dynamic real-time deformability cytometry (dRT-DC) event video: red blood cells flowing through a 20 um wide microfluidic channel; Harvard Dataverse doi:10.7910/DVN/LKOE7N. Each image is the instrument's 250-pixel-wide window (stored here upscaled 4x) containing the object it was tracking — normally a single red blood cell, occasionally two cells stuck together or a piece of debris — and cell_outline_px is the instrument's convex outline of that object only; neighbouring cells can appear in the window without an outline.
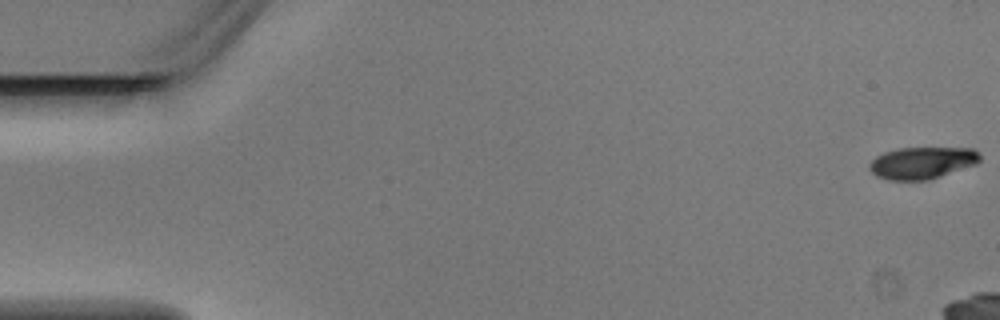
{"species": "Egyptian fruit bat (a non-hibernating species)", "species_latin": "Rousettus aegyptiacus", "temperature_condition": "warm", "stored_images_in_passage": 7, "camera_frame_rate_fps": 3000, "um_per_image_px": 0.085, "animal": {"sex": "male"}, "frame": {"image": 1, "passage_image": 1, "time_ms": 0.0, "image_size_px": [1000, 320], "cell_outline_px": [[980, 160], [976, 164], [928, 180], [888, 180], [876, 176], [868, 168], [868, 164], [876, 156], [884, 152], [900, 148], [972, 148], [980, 156]], "centroid_in_image_um": [78.34, 13.84], "position_along_channel_um": 6.7, "area_um2": 20.46}}
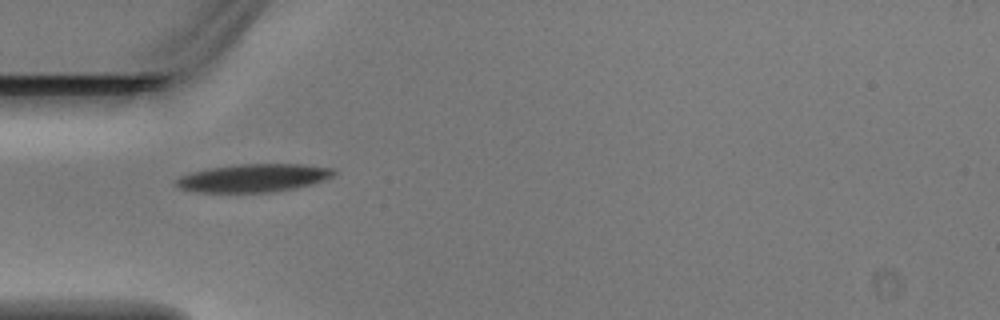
{"frame": {"image": 2, "passage_image": 6, "time_ms": 1.667, "image_size_px": [1000, 320], "cell_outline_px": [[336, 172], [332, 176], [324, 180], [312, 184], [296, 188], [272, 192], [200, 192], [180, 188], [176, 184], [176, 180], [180, 176], [192, 172], [208, 168], [236, 164], [300, 164], [332, 168]], "centroid_in_image_um": [21.56, 15.12], "position_along_channel_um": 63.4, "area_um2": 25.66}}
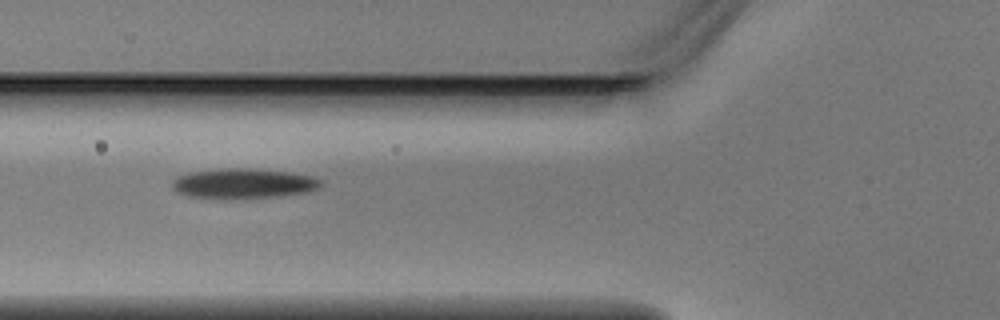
{"frame": {"image": 3, "passage_image": 7, "time_ms": 2.0, "image_size_px": [1000, 320], "cell_outline_px": [[324, 184], [320, 188], [308, 192], [280, 196], [240, 200], [188, 196], [176, 192], [172, 188], [172, 180], [176, 176], [188, 172], [220, 168], [248, 168], [288, 172], [312, 176], [320, 180]], "centroid_in_image_um": [20.67, 15.61], "position_along_channel_um": 105.1, "area_um2": 26.65}}